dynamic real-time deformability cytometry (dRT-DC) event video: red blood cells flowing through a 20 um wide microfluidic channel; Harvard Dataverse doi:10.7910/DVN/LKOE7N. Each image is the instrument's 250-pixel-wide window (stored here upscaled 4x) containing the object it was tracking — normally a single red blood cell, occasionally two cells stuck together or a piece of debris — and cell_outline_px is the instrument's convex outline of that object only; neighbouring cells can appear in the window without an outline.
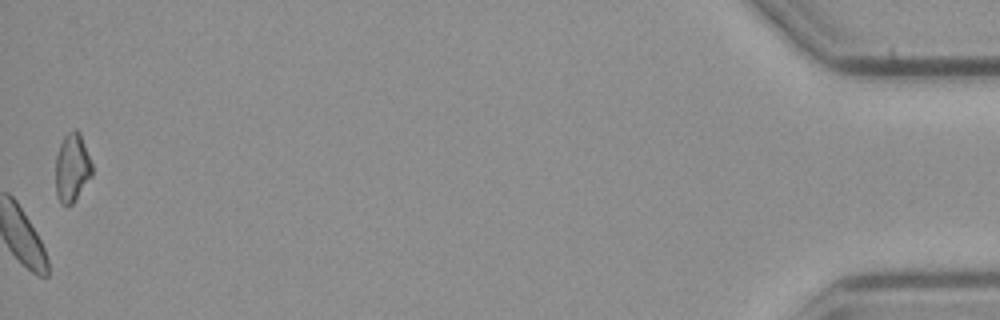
{"species": "common noctule bat (a hibernating species)", "species_latin": "Nyctalus noctula", "temperature_condition": "cold", "stored_images_in_passage": 53, "camera_frame_rate_fps": 3000, "um_per_image_px": 0.085, "animal": {"sex": "male", "body_mass_g": 23.1, "forearm_length_mm": 52.7}, "frame": {"image": 1, "passage_image": 53, "time_ms": 17.333, "image_size_px": [1000, 320], "cell_outline_px": [[92, 176], [72, 204], [68, 208], [60, 204], [56, 196], [56, 156], [60, 144], [64, 136], [68, 132], [76, 128], [80, 132], [92, 164]], "centroid_in_image_um": [6.12, 14.28], "position_along_channel_um": 429.1, "area_um2": 14.74}}